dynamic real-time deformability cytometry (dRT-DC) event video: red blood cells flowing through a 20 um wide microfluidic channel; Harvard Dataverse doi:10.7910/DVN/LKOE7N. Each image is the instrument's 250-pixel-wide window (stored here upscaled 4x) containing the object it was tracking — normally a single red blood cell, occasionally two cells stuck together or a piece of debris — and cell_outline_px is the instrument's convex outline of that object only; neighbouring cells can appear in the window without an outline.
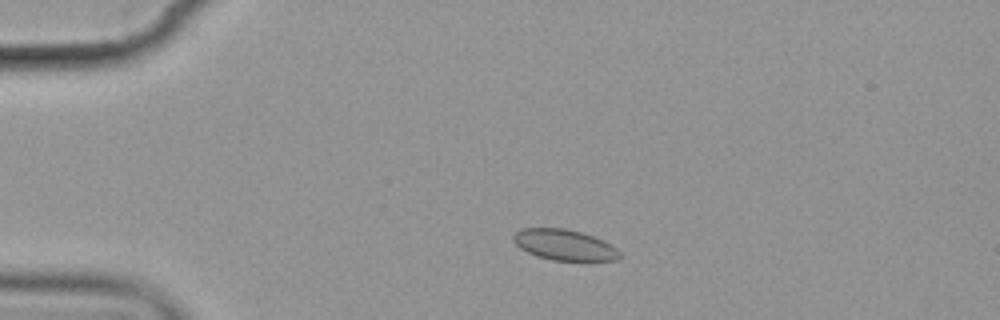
{"species": "common noctule bat (a hibernating species)", "species_latin": "Nyctalus noctula", "temperature_condition": "cold", "stored_images_in_passage": 5, "camera_frame_rate_fps": 3000, "um_per_image_px": 0.085, "animal": {"sex": "female", "body_mass_g": 19.9}, "frame": {"image": 1, "passage_image": 3, "time_ms": 2.333, "image_size_px": [1000, 320], "cell_outline_px": [[624, 256], [620, 260], [588, 264], [584, 264], [552, 260], [536, 256], [520, 248], [512, 240], [512, 236], [516, 232], [524, 228], [564, 228], [580, 232], [592, 236], [616, 248]], "centroid_in_image_um": [48.06, 20.89], "position_along_channel_um": 36.9, "area_um2": 19.94}}
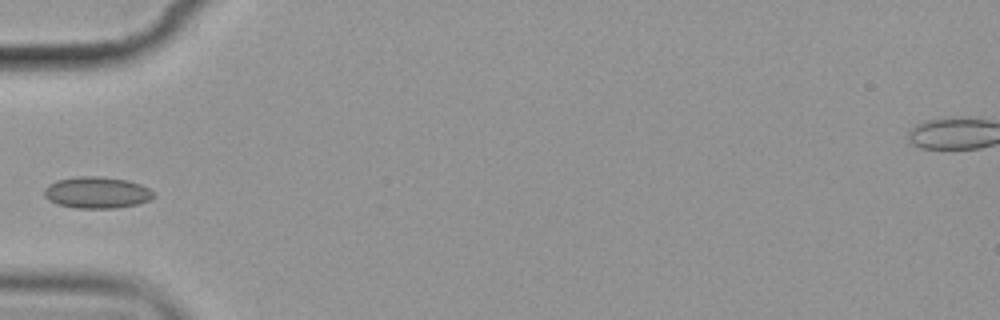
{"frame": {"image": 2, "passage_image": 5, "time_ms": 4.667, "image_size_px": [1000, 320], "cell_outline_px": [[152, 196], [148, 200], [136, 204], [116, 208], [76, 208], [56, 204], [48, 200], [44, 196], [44, 188], [48, 184], [56, 180], [80, 176], [100, 176], [128, 180], [140, 184], [148, 188], [152, 192]], "centroid_in_image_um": [8.17, 16.36], "position_along_channel_um": 76.8, "area_um2": 20.06}}